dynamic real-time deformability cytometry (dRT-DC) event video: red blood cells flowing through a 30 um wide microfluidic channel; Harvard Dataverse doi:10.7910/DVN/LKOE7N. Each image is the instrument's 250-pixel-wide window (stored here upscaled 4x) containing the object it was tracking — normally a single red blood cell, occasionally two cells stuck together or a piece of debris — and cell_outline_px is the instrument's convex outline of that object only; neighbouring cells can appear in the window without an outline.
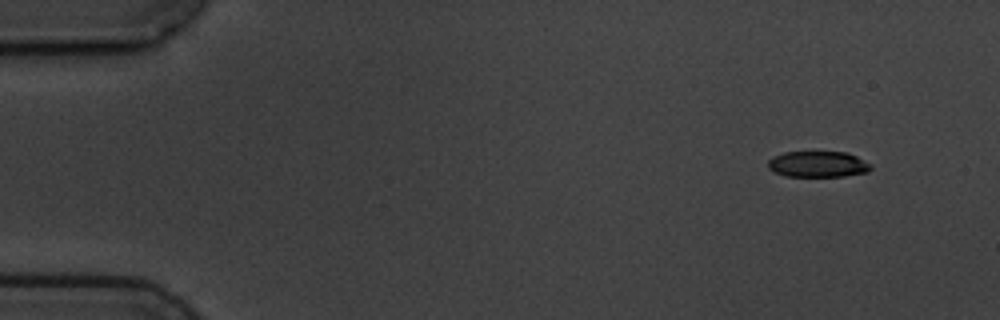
{"species": "common noctule bat (a hibernating species)", "species_latin": "Nyctalus noctula", "temperature_condition": "cold", "stored_images_in_passage": 5, "camera_frame_rate_fps": 3000, "um_per_image_px": 0.085, "animal": {"sex": "male", "body_mass_g": 19.5, "forearm_length_mm": 54.6}, "frame": {"image": 1, "passage_image": 1, "time_ms": 0.0, "image_size_px": [1000, 320], "cell_outline_px": [[872, 168], [868, 172], [844, 176], [784, 176], [768, 168], [768, 160], [772, 156], [784, 152], [848, 152], [872, 164]], "centroid_in_image_um": [69.53, 13.95], "position_along_channel_um": 15.5, "area_um2": 15.66}}
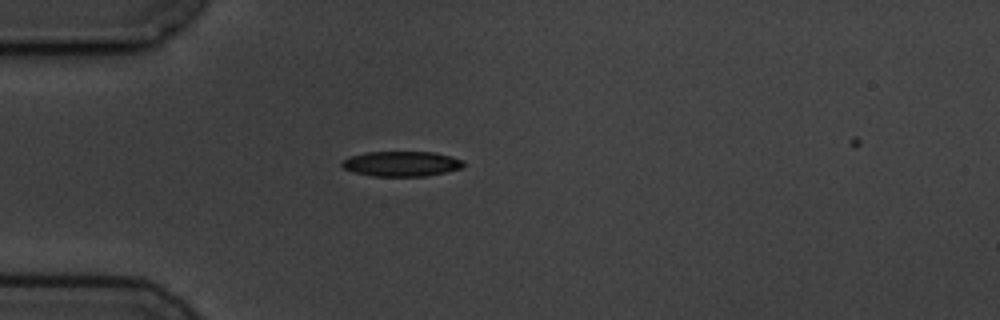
{"frame": {"image": 2, "passage_image": 4, "time_ms": 3.667, "image_size_px": [1000, 320], "cell_outline_px": [[464, 168], [448, 172], [424, 176], [372, 176], [352, 172], [344, 168], [340, 164], [344, 160], [352, 156], [368, 152], [432, 152], [452, 156], [464, 160]], "centroid_in_image_um": [34.18, 13.93], "position_along_channel_um": 50.8, "area_um2": 17.86}}